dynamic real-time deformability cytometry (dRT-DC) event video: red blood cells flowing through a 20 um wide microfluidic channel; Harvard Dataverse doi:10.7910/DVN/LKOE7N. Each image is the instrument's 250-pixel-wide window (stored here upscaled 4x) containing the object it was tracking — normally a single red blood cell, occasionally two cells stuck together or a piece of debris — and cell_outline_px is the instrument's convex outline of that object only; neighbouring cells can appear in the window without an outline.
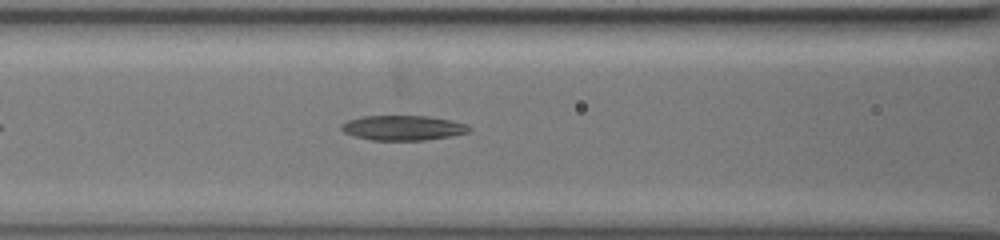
{"species": "common noctule bat (a hibernating species)", "species_latin": "Nyctalus noctula", "temperature_condition": "warm", "stored_images_in_passage": 29, "camera_frame_rate_fps": 3000, "um_per_image_px": 0.085, "animal": {"sex": "female", "body_mass_g": 19.5, "forearm_length_mm": 54.1}, "frame": {"image": 1, "passage_image": 11, "time_ms": 3.333, "image_size_px": [1000, 240], "cell_outline_px": [[468, 132], [448, 136], [424, 140], [372, 140], [356, 136], [344, 132], [340, 128], [348, 120], [364, 116], [428, 116], [448, 120], [464, 124], [468, 128]], "centroid_in_image_um": [34.2, 10.86], "position_along_channel_um": 132.4, "area_um2": 17.98}}
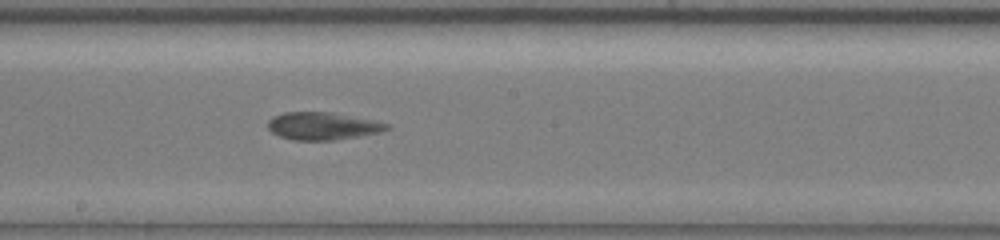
{"frame": {"image": 2, "passage_image": 19, "time_ms": 6.0, "image_size_px": [1000, 240], "cell_outline_px": [[388, 128], [376, 132], [356, 136], [332, 140], [296, 140], [280, 136], [272, 132], [268, 128], [268, 120], [284, 112], [324, 112], [388, 124]], "centroid_in_image_um": [27.29, 10.72], "position_along_channel_um": 220.9, "area_um2": 18.09}}
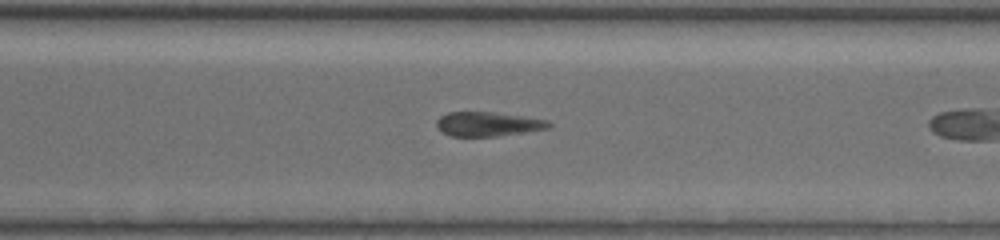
{"frame": {"image": 3, "passage_image": 25, "time_ms": 8.0, "image_size_px": [1000, 240], "cell_outline_px": [[552, 124], [548, 128], [496, 136], [452, 136], [444, 132], [436, 124], [436, 120], [440, 116], [448, 112], [492, 112], [548, 120]], "centroid_in_image_um": [41.45, 10.53], "position_along_channel_um": 329.1, "area_um2": 15.55}}